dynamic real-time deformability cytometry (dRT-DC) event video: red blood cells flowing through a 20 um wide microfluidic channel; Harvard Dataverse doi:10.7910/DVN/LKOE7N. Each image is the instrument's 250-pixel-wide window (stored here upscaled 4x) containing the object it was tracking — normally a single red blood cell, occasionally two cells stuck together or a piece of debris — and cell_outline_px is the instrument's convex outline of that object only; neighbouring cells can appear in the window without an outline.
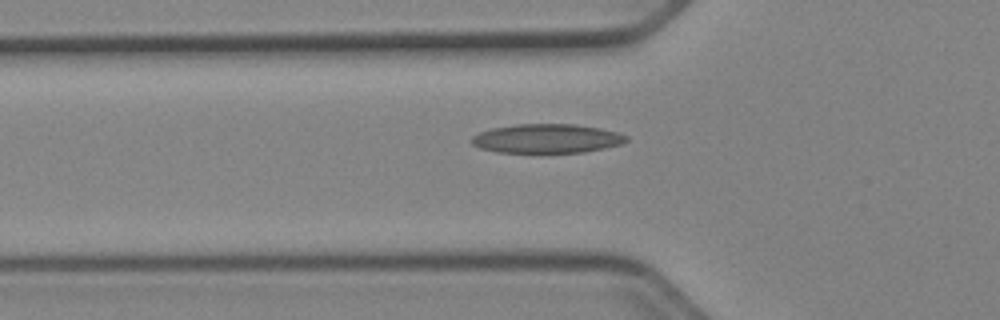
{"species": "Egyptian fruit bat (a non-hibernating species)", "species_latin": "Rousettus aegyptiacus", "temperature_condition": "cold", "stored_images_in_passage": 39, "camera_frame_rate_fps": 3000, "um_per_image_px": 0.085, "animal": {"sex": "female"}, "frame": {"image": 1, "passage_image": 8, "time_ms": 2.333, "image_size_px": [1000, 320], "cell_outline_px": [[628, 140], [620, 144], [604, 148], [584, 152], [496, 152], [480, 148], [472, 144], [468, 140], [472, 136], [480, 132], [492, 128], [516, 124], [576, 124], [600, 128], [620, 132], [628, 136]], "centroid_in_image_um": [46.47, 11.77], "position_along_channel_um": 79.3, "area_um2": 26.3}}
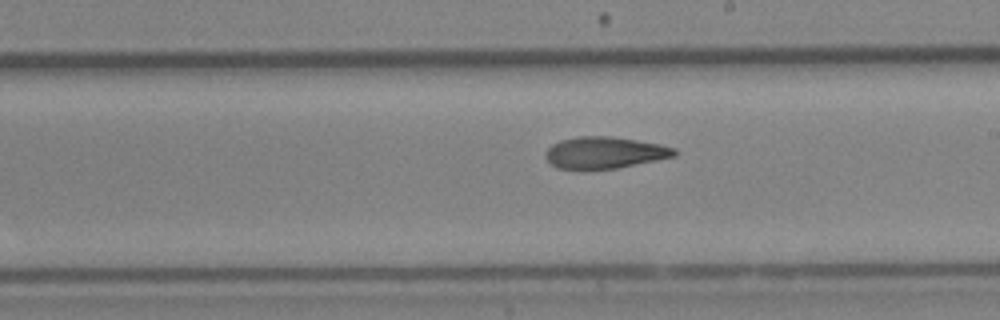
{"frame": {"image": 2, "passage_image": 20, "time_ms": 6.333, "image_size_px": [1000, 320], "cell_outline_px": [[676, 156], [616, 168], [580, 172], [556, 168], [544, 156], [544, 152], [552, 144], [560, 140], [580, 136], [612, 136], [660, 144], [676, 148]], "centroid_in_image_um": [51.33, 13.0], "position_along_channel_um": 237.7, "area_um2": 24.39}}
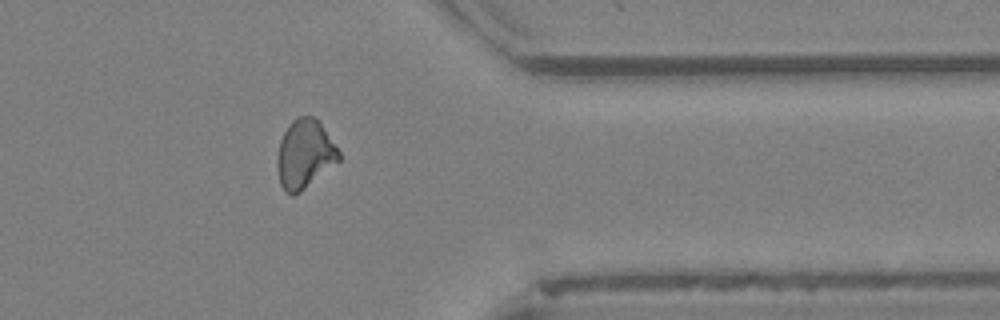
{"frame": {"image": 3, "passage_image": 32, "time_ms": 10.333, "image_size_px": [1000, 320], "cell_outline_px": [[340, 160], [300, 192], [292, 196], [284, 192], [280, 184], [276, 168], [276, 160], [280, 140], [288, 124], [296, 116], [312, 116], [320, 120], [340, 152]], "centroid_in_image_um": [25.88, 13.09], "position_along_channel_um": 385.5, "area_um2": 25.03}}